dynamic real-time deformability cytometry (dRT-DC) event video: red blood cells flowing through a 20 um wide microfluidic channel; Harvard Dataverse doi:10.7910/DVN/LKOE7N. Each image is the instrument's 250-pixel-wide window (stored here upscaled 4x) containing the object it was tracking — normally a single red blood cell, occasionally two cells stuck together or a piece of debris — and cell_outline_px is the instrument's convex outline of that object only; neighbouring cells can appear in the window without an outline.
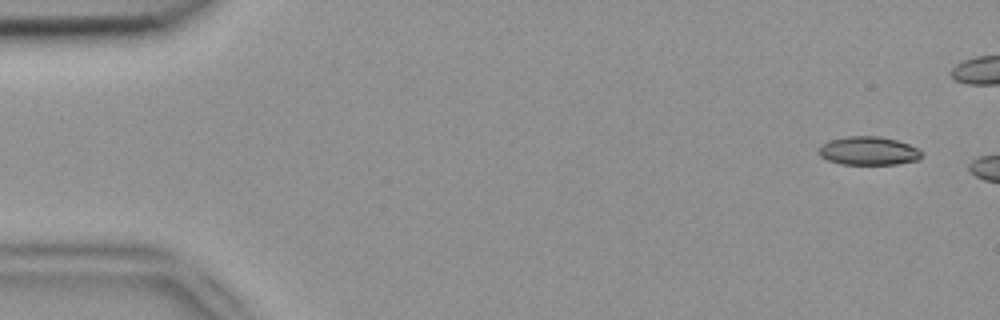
{"species": "common noctule bat (a hibernating species)", "species_latin": "Nyctalus noctula", "temperature_condition": "room temperature", "stored_images_in_passage": 3, "camera_frame_rate_fps": 3000, "um_per_image_px": 0.085, "animal": {"sex": "female", "body_mass_g": 18.4}, "frame": {"image": 1, "passage_image": 1, "time_ms": 0.0, "image_size_px": [1000, 320], "cell_outline_px": [[924, 156], [916, 160], [896, 164], [844, 164], [828, 160], [820, 156], [816, 152], [816, 148], [820, 144], [828, 140], [844, 136], [880, 136], [896, 140], [908, 144], [924, 152]], "centroid_in_image_um": [73.77, 12.81], "position_along_channel_um": 11.2, "area_um2": 17.34}}